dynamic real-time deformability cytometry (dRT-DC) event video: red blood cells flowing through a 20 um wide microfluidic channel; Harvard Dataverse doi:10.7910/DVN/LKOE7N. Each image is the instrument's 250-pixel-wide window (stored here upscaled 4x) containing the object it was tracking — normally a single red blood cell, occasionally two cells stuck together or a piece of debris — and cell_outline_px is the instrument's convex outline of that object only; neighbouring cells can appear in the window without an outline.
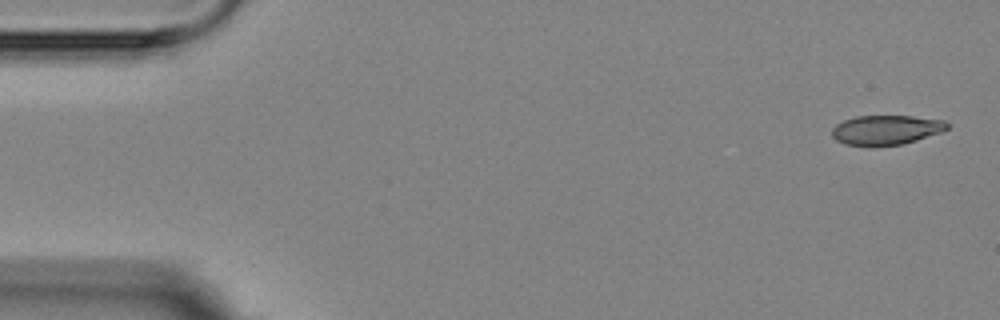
{"species": "Egyptian fruit bat (a non-hibernating species)", "species_latin": "Rousettus aegyptiacus", "temperature_condition": "room temperature", "stored_images_in_passage": 4, "camera_frame_rate_fps": 3000, "um_per_image_px": 0.085, "animal": {"sex": "female"}, "frame": {"image": 1, "passage_image": 1, "time_ms": 0.0, "image_size_px": [1000, 320], "cell_outline_px": [[948, 128], [940, 132], [916, 140], [900, 144], [872, 148], [868, 148], [844, 144], [836, 140], [832, 136], [832, 128], [836, 124], [844, 120], [856, 116], [912, 116], [944, 120], [948, 124]], "centroid_in_image_um": [75.26, 11.07], "position_along_channel_um": 9.7, "area_um2": 20.17}}